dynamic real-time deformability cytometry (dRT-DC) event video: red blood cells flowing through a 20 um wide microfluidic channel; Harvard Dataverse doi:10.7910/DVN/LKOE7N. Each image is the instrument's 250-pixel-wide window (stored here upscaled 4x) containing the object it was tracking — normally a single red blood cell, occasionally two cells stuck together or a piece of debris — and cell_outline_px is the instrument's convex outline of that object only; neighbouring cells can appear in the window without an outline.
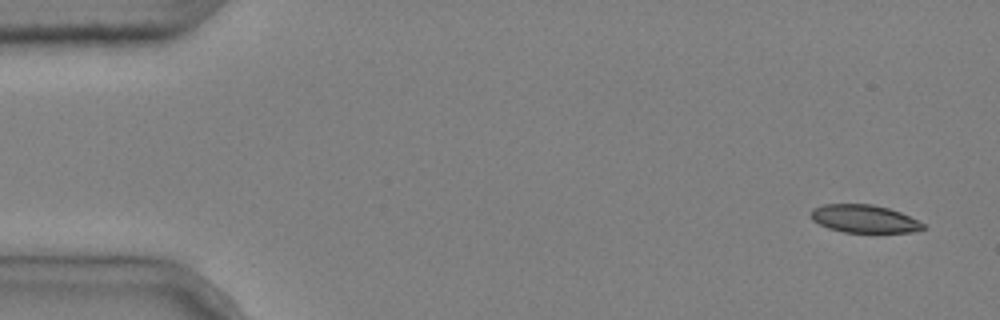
{"species": "common noctule bat (a hibernating species)", "species_latin": "Nyctalus noctula", "temperature_condition": "cold", "stored_images_in_passage": 4, "camera_frame_rate_fps": 3000, "um_per_image_px": 0.085, "animal": {"sex": "male", "body_mass_g": 20.4}, "frame": {"image": 1, "passage_image": 1, "time_ms": 0.0, "image_size_px": [1000, 320], "cell_outline_px": [[928, 228], [912, 232], [844, 232], [828, 228], [812, 220], [812, 208], [824, 204], [872, 204], [888, 208], [900, 212], [924, 224]], "centroid_in_image_um": [73.46, 18.59], "position_along_channel_um": 11.5, "area_um2": 18.09}}
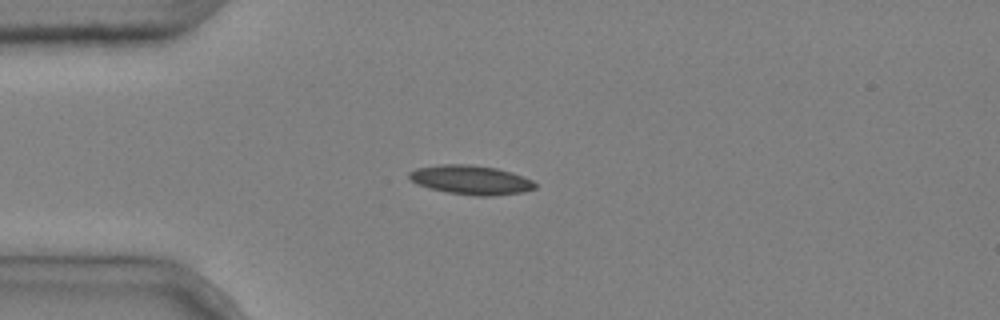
{"frame": {"image": 2, "passage_image": 4, "time_ms": 1.0, "image_size_px": [1000, 320], "cell_outline_px": [[536, 188], [524, 192], [492, 196], [476, 196], [448, 192], [428, 188], [412, 180], [408, 176], [408, 172], [416, 168], [444, 164], [472, 164], [496, 168], [512, 172], [532, 180], [536, 184]], "centroid_in_image_um": [40.05, 15.29], "position_along_channel_um": 44.9, "area_um2": 21.39}}